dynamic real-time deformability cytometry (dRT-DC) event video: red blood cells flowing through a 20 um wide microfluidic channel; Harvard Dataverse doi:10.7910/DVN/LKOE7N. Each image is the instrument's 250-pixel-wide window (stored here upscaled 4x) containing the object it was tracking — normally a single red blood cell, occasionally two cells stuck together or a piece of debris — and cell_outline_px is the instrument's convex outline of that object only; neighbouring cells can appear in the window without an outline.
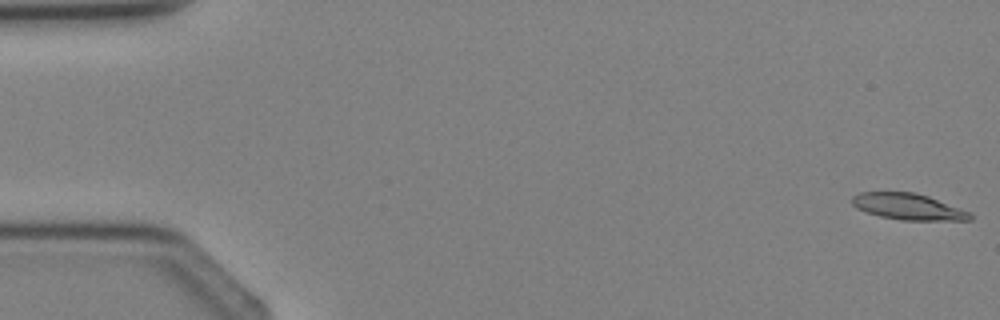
{"species": "Egyptian fruit bat (a non-hibernating species)", "species_latin": "Rousettus aegyptiacus", "temperature_condition": "cold", "stored_images_in_passage": 4, "camera_frame_rate_fps": 3000, "um_per_image_px": 0.085, "animal": {"sex": "female"}, "frame": {"image": 1, "passage_image": 1, "time_ms": 0.0, "image_size_px": [1000, 320], "cell_outline_px": [[972, 220], [900, 220], [880, 216], [856, 208], [852, 204], [852, 196], [860, 192], [916, 192], [928, 196], [972, 212]], "centroid_in_image_um": [77.22, 17.56], "position_along_channel_um": 7.8, "area_um2": 18.09}}